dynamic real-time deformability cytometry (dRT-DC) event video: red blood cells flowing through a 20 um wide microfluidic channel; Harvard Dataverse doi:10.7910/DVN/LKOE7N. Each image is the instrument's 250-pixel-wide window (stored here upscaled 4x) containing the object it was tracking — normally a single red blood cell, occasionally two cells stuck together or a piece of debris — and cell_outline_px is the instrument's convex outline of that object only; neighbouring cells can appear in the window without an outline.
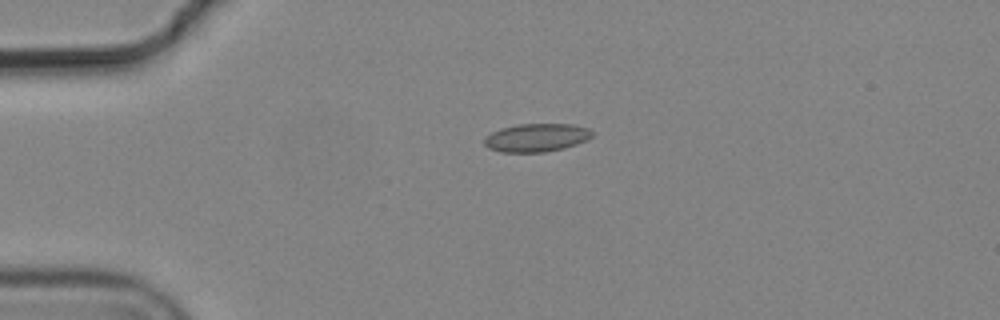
{"species": "common noctule bat (a hibernating species)", "species_latin": "Nyctalus noctula", "temperature_condition": "cold", "stored_images_in_passage": 2, "camera_frame_rate_fps": 3000, "um_per_image_px": 0.085, "animal": {"sex": "male", "body_mass_g": 19.2, "forearm_length_mm": 51.8}, "frame": {"image": 1, "passage_image": 1, "time_ms": 0.0, "image_size_px": [1000, 320], "cell_outline_px": [[592, 136], [588, 140], [564, 148], [544, 152], [500, 152], [488, 148], [484, 144], [484, 136], [500, 128], [516, 124], [572, 124], [588, 128], [592, 132]], "centroid_in_image_um": [45.57, 11.7], "position_along_channel_um": 39.4, "area_um2": 17.86}}